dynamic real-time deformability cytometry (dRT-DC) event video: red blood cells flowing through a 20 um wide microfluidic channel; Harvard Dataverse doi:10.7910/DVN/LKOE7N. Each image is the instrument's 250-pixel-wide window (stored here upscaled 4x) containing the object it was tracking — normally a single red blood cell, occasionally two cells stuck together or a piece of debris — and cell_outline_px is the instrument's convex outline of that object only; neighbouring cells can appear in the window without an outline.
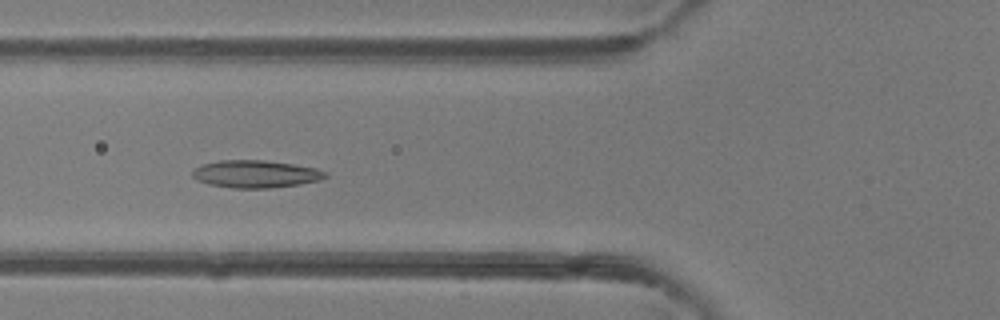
{"species": "common noctule bat (a hibernating species)", "species_latin": "Nyctalus noctula", "temperature_condition": "room temperature", "stored_images_in_passage": 47, "camera_frame_rate_fps": 3000, "um_per_image_px": 0.085, "animal": {"sex": "female"}, "frame": {"image": 1, "passage_image": 17, "time_ms": 5.333, "image_size_px": [1000, 320], "cell_outline_px": [[328, 176], [320, 180], [300, 184], [268, 188], [232, 188], [208, 184], [196, 180], [192, 176], [192, 172], [200, 164], [220, 160], [264, 160], [292, 164], [316, 168], [328, 172]], "centroid_in_image_um": [21.72, 14.79], "position_along_channel_um": 104.1, "area_um2": 21.39}}
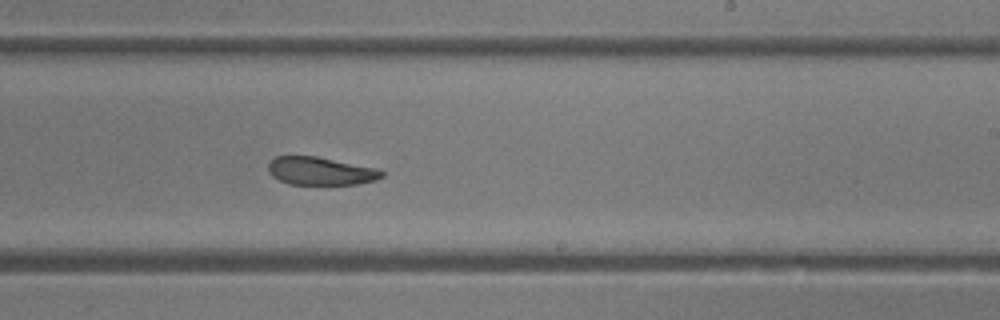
{"frame": {"image": 2, "passage_image": 28, "time_ms": 9.0, "image_size_px": [1000, 320], "cell_outline_px": [[384, 176], [376, 180], [356, 184], [288, 184], [272, 176], [268, 172], [268, 164], [276, 156], [316, 156], [380, 168], [384, 172]], "centroid_in_image_um": [27.29, 14.53], "position_along_channel_um": 261.7, "area_um2": 18.67}}
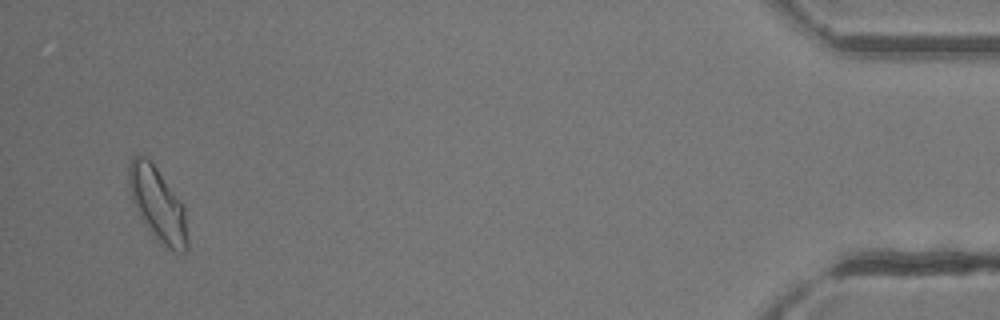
{"frame": {"image": 3, "passage_image": 45, "time_ms": 14.667, "image_size_px": [1000, 320], "cell_outline_px": [[188, 248], [184, 252], [176, 252], [140, 216], [132, 200], [128, 184], [128, 164], [132, 156], [136, 152], [144, 156], [156, 168], [184, 204], [188, 236]], "centroid_in_image_um": [13.4, 17.23], "position_along_channel_um": 421.8, "area_um2": 24.22}, "authors_computed_cell_mechanics": {"area_um2": 21.386, "velocity_mm_per_s": 4.3059, "shape_relaxation_time_tau1_ms": null, "shape_relaxation_time_tau2_ms": 3.6144, "deformation_change_tau1": null, "deformation_change_tau2": 0.1151}}